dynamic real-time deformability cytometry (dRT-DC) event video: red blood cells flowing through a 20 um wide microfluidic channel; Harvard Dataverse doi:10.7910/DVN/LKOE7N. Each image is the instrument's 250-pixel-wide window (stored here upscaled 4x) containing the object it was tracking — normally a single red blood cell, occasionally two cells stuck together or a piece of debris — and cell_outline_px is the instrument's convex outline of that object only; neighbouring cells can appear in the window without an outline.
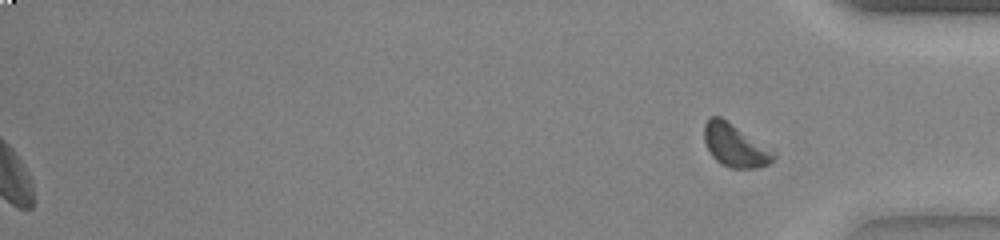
{"species": "common noctule bat (a hibernating species)", "species_latin": "Nyctalus noctula", "temperature_condition": "warm", "stored_images_in_passage": 42, "camera_frame_rate_fps": 3000, "um_per_image_px": 0.085, "animal": {"sex": "female", "body_mass_g": 23.0, "forearm_length_mm": 53.4}, "frame": {"image": 1, "passage_image": 42, "time_ms": 13.667, "image_size_px": [1000, 240], "cell_outline_px": [[776, 156], [768, 164], [756, 168], [728, 168], [720, 164], [712, 156], [704, 140], [704, 124], [708, 116], [720, 116], [728, 120], [776, 148]], "centroid_in_image_um": [62.54, 12.33], "position_along_channel_um": 372.7, "area_um2": 18.21}, "authors_computed_cell_mechanics": {"area_um2": 19.5653, "velocity_mm_per_s": 3.7854, "shape_relaxation_time_tau1_ms": 6.8557, "shape_relaxation_time_tau2_ms": null, "deformation_change_tau1": 0.1972, "deformation_change_tau2": null}}